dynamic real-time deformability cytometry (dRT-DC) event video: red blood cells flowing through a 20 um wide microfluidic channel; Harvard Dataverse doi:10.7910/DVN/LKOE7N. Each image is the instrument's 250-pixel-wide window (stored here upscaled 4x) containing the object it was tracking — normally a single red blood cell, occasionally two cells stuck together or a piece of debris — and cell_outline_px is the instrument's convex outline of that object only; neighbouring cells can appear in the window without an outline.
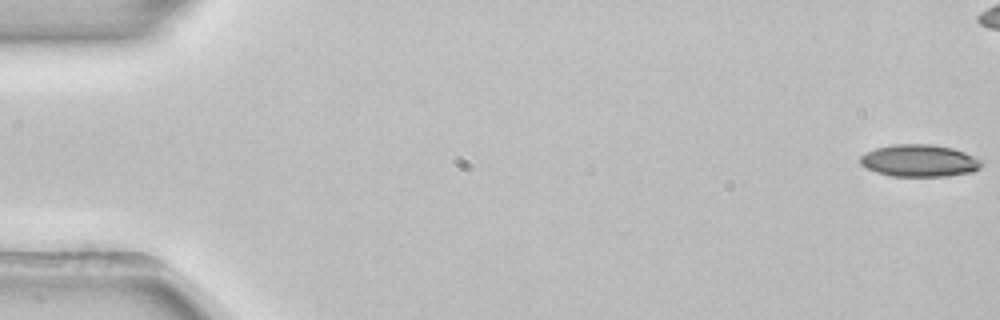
{"species": "common noctule bat (a hibernating species)", "species_latin": "Nyctalus noctula", "temperature_condition": "room temperature", "stored_images_in_passage": 44, "camera_frame_rate_fps": 3000, "um_per_image_px": 0.085, "animal": {"sex": "female", "body_mass_g": 22.7, "forearm_length_mm": 54.2}, "frame": {"image": 1, "passage_image": 1, "time_ms": 0.0, "image_size_px": [1000, 320], "cell_outline_px": [[984, 164], [980, 168], [972, 172], [948, 176], [892, 176], [876, 172], [860, 164], [860, 156], [864, 152], [876, 148], [892, 144], [932, 144], [952, 148], [964, 152], [984, 160]], "centroid_in_image_um": [78.17, 13.65], "position_along_channel_um": 6.8, "area_um2": 22.95}}
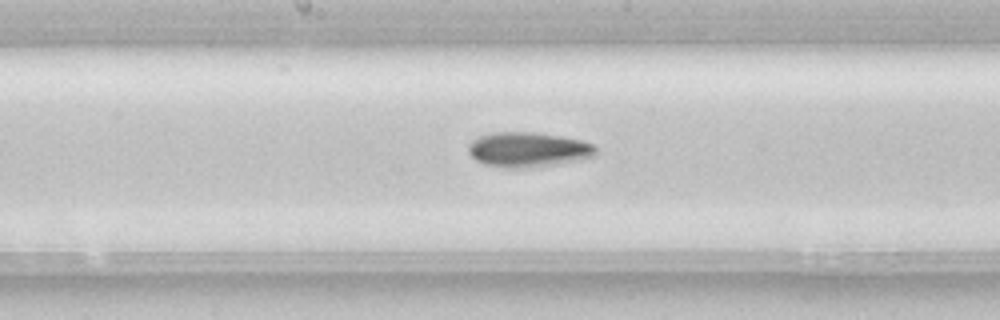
{"frame": {"image": 2, "passage_image": 28, "time_ms": 9.0, "image_size_px": [1000, 320], "cell_outline_px": [[596, 156], [584, 160], [528, 168], [504, 168], [484, 164], [476, 160], [468, 152], [468, 144], [472, 140], [480, 136], [492, 132], [536, 132], [560, 136], [580, 140], [592, 144], [596, 148]], "centroid_in_image_um": [44.9, 12.72], "position_along_channel_um": 203.3, "area_um2": 26.18}}
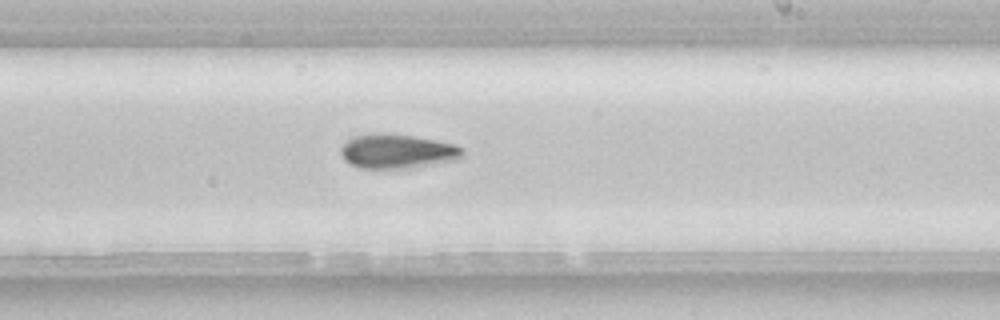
{"frame": {"image": 3, "passage_image": 32, "time_ms": 10.333, "image_size_px": [1000, 320], "cell_outline_px": [[464, 156], [460, 160], [416, 168], [360, 168], [348, 164], [344, 160], [340, 152], [340, 148], [348, 140], [356, 136], [376, 132], [380, 132], [412, 136], [436, 140], [456, 144], [464, 148]], "centroid_in_image_um": [33.83, 12.87], "position_along_channel_um": 255.2, "area_um2": 24.91}}